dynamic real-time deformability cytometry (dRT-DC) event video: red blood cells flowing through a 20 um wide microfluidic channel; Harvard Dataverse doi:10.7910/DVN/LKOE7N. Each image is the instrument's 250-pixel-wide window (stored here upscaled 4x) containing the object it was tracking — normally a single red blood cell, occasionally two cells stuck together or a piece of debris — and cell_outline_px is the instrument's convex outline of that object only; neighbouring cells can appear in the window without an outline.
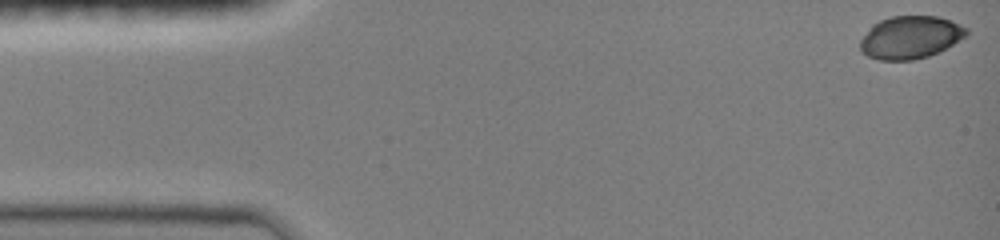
{"species": "common noctule bat (a hibernating species)", "species_latin": "Nyctalus noctula", "temperature_condition": "room temperature", "stored_images_in_passage": 44, "camera_frame_rate_fps": 3000, "um_per_image_px": 0.085, "animal": {"sex": "female", "body_mass_g": 19.0, "forearm_length_mm": 51.5}, "frame": {"image": 1, "passage_image": 1, "time_ms": 0.0, "image_size_px": [1000, 240], "cell_outline_px": [[968, 32], [964, 36], [952, 44], [928, 56], [912, 60], [880, 60], [868, 56], [860, 48], [860, 40], [872, 24], [880, 20], [892, 16], [940, 16], [960, 24], [968, 28]], "centroid_in_image_um": [77.36, 3.16], "position_along_channel_um": 7.6, "area_um2": 26.18}}
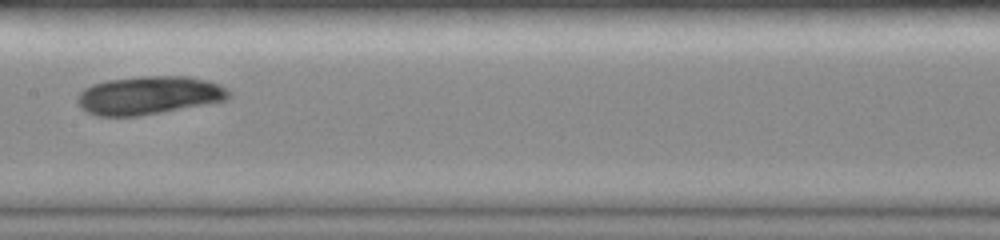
{"frame": {"image": 2, "passage_image": 24, "time_ms": 7.667, "image_size_px": [1000, 240], "cell_outline_px": [[232, 96], [228, 100], [140, 116], [96, 116], [80, 108], [76, 100], [76, 96], [84, 88], [92, 84], [104, 80], [140, 76], [188, 76], [208, 80], [220, 84], [232, 92]], "centroid_in_image_um": [12.66, 8.09], "position_along_channel_um": 194.7, "area_um2": 34.28}}
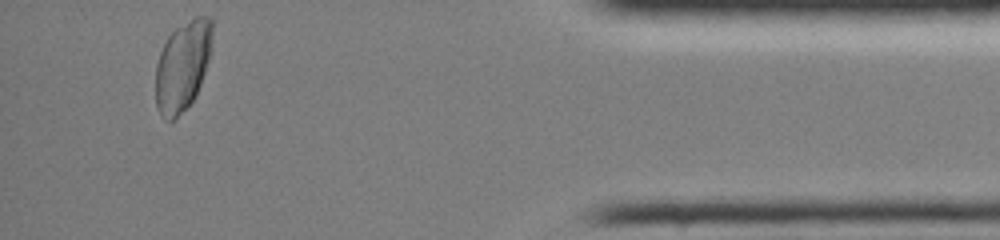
{"frame": {"image": 3, "passage_image": 44, "time_ms": 14.333, "image_size_px": [1000, 240], "cell_outline_px": [[212, 52], [196, 96], [176, 120], [168, 120], [160, 116], [156, 108], [156, 64], [160, 52], [168, 36], [176, 28], [196, 16], [208, 16], [212, 20]], "centroid_in_image_um": [15.53, 5.63], "position_along_channel_um": 419.7, "area_um2": 30.0}}